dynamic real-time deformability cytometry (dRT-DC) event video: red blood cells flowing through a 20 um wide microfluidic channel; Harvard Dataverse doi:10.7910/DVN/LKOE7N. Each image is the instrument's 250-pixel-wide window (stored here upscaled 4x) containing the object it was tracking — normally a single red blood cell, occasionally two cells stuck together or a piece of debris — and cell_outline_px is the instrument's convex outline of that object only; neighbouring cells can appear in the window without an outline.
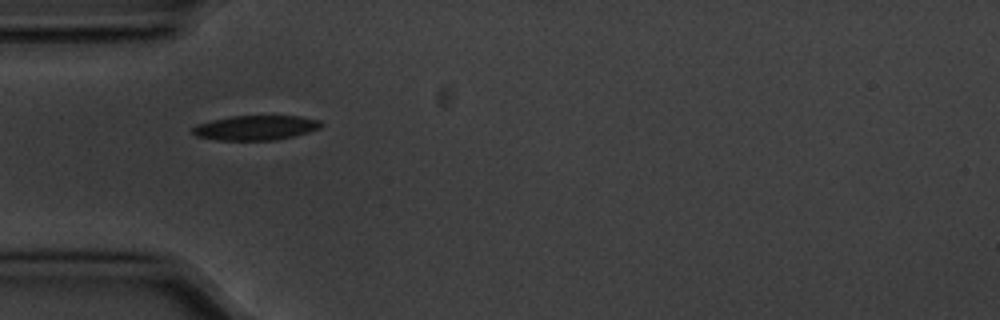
{"species": "common noctule bat (a hibernating species)", "species_latin": "Nyctalus noctula", "temperature_condition": "cold", "stored_images_in_passage": 5, "camera_frame_rate_fps": 3000, "um_per_image_px": 0.085, "animal": {"sex": "male", "body_mass_g": 20.1, "forearm_length_mm": 53.5}, "frame": {"image": 1, "passage_image": 4, "time_ms": 1.0, "image_size_px": [1000, 320], "cell_outline_px": [[324, 124], [320, 128], [308, 132], [276, 140], [216, 140], [196, 136], [192, 132], [192, 128], [196, 124], [212, 120], [232, 116], [300, 116], [320, 120]], "centroid_in_image_um": [21.73, 10.86], "position_along_channel_um": 63.3, "area_um2": 18.5}}